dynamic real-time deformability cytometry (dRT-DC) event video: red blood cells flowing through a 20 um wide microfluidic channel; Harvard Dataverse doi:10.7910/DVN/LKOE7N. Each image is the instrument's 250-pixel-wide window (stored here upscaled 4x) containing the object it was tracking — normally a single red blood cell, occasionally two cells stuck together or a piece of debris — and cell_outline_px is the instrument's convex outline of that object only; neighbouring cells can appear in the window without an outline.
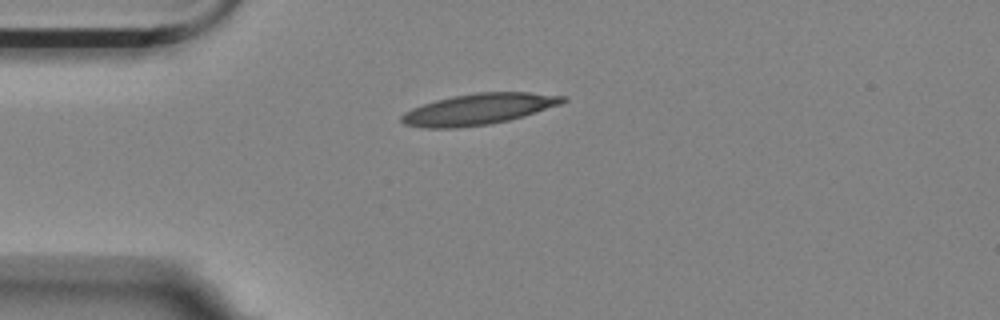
{"species": "Egyptian fruit bat (a non-hibernating species)", "species_latin": "Rousettus aegyptiacus", "temperature_condition": "room temperature", "stored_images_in_passage": 37, "camera_frame_rate_fps": 3000, "um_per_image_px": 0.085, "animal": {"sex": "female"}, "frame": {"image": 1, "passage_image": 1, "time_ms": 0.0, "image_size_px": [1000, 320], "cell_outline_px": [[568, 100], [560, 104], [524, 116], [508, 120], [488, 124], [456, 128], [424, 128], [404, 124], [400, 120], [400, 116], [404, 112], [412, 108], [436, 100], [452, 96], [476, 92], [528, 92], [564, 96]], "centroid_in_image_um": [40.65, 9.28], "position_along_channel_um": 44.3, "area_um2": 29.07}}
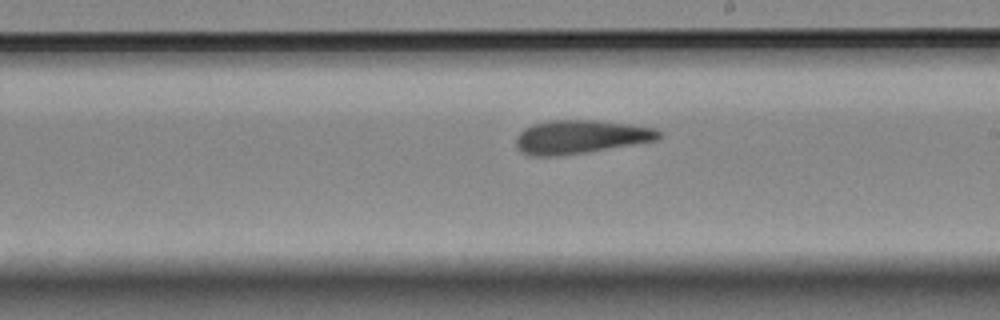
{"frame": {"image": 2, "passage_image": 19, "time_ms": 6.0, "image_size_px": [1000, 320], "cell_outline_px": [[660, 136], [656, 140], [584, 152], [556, 156], [528, 156], [520, 152], [516, 148], [516, 136], [524, 128], [532, 124], [552, 120], [596, 120], [632, 124], [656, 128], [660, 132]], "centroid_in_image_um": [49.28, 11.63], "position_along_channel_um": 239.7, "area_um2": 27.86}}
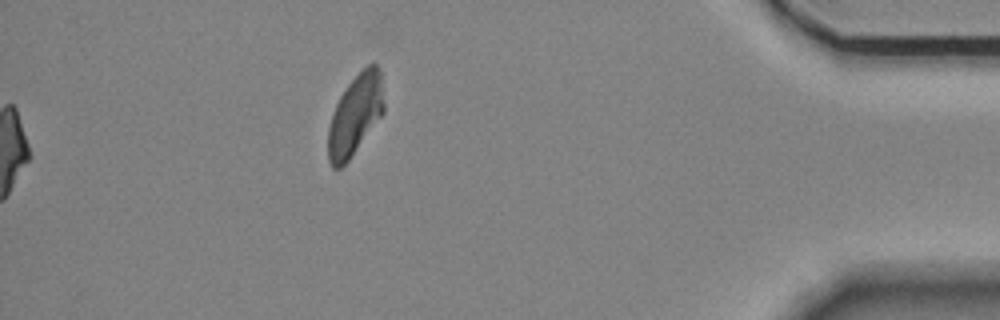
{"frame": {"image": 3, "passage_image": 37, "time_ms": 12.0, "image_size_px": [1000, 320], "cell_outline_px": [[384, 112], [348, 160], [340, 168], [332, 168], [328, 160], [328, 128], [336, 104], [340, 96], [348, 84], [368, 64], [376, 64], [380, 72], [384, 104]], "centroid_in_image_um": [30.18, 9.78], "position_along_channel_um": 405.0, "area_um2": 25.61}, "authors_computed_cell_mechanics": {"area_um2": 27.8018, "velocity_mm_per_s": 3.5448, "shape_relaxation_time_tau1_ms": null, "shape_relaxation_time_tau2_ms": 4.2496, "deformation_change_tau1": null, "deformation_change_tau2": 0.142}}